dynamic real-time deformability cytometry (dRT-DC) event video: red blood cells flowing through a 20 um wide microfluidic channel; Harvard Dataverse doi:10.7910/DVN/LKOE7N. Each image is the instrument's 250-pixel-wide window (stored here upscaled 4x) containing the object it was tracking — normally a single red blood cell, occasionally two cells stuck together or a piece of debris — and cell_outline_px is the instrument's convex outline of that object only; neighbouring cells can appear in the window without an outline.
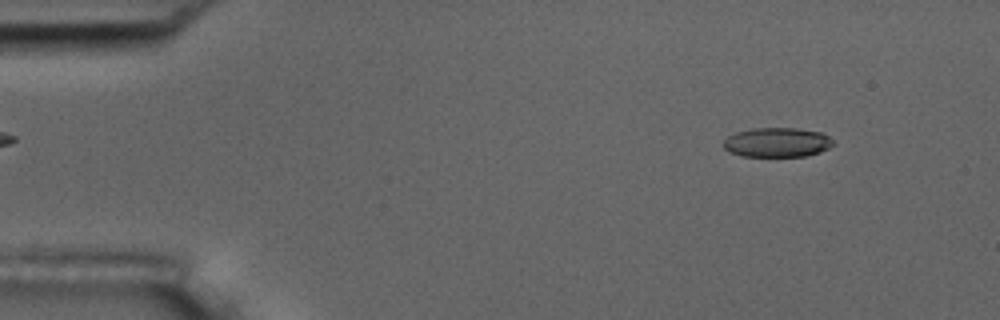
{"species": "common noctule bat (a hibernating species)", "species_latin": "Nyctalus noctula", "temperature_condition": "room temperature", "stored_images_in_passage": 5, "camera_frame_rate_fps": 3000, "um_per_image_px": 0.085, "animal": {"sex": "male", "body_mass_g": 17.5, "forearm_length_mm": 52.3}, "frame": {"image": 1, "passage_image": 2, "time_ms": 1.0, "image_size_px": [1000, 320], "cell_outline_px": [[836, 144], [820, 152], [804, 156], [740, 156], [728, 152], [724, 148], [724, 140], [728, 136], [736, 132], [752, 128], [796, 128], [820, 132], [828, 136]], "centroid_in_image_um": [66.04, 12.1], "position_along_channel_um": 19.0, "area_um2": 18.9}}
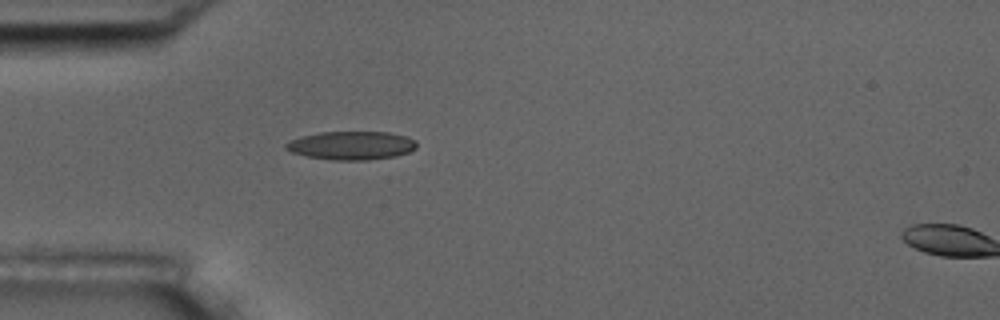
{"frame": {"image": 2, "passage_image": 4, "time_ms": 4.333, "image_size_px": [1000, 320], "cell_outline_px": [[416, 148], [408, 152], [396, 156], [368, 160], [332, 160], [308, 156], [292, 152], [284, 148], [284, 144], [288, 140], [300, 136], [320, 132], [388, 132], [408, 136], [416, 140]], "centroid_in_image_um": [29.86, 12.36], "position_along_channel_um": 55.1, "area_um2": 21.85}}